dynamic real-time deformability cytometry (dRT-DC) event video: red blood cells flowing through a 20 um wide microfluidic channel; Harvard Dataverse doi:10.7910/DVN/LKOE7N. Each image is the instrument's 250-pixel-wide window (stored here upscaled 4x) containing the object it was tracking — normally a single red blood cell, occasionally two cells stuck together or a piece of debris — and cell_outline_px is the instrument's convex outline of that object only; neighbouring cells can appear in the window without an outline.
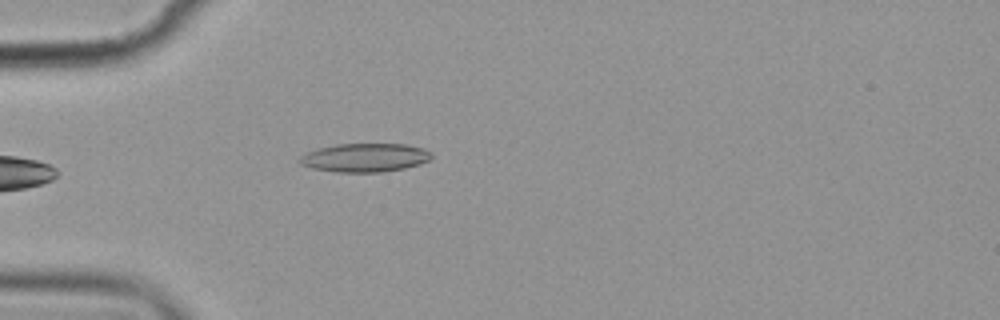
{"species": "common noctule bat (a hibernating species)", "species_latin": "Nyctalus noctula", "temperature_condition": "cold", "stored_images_in_passage": 3, "camera_frame_rate_fps": 3000, "um_per_image_px": 0.085, "animal": {"sex": "female", "body_mass_g": 19.9}, "frame": {"image": 1, "passage_image": 3, "time_ms": 2.667, "image_size_px": [1000, 320], "cell_outline_px": [[432, 156], [428, 160], [420, 164], [404, 168], [384, 172], [336, 172], [312, 168], [300, 164], [296, 160], [304, 152], [316, 148], [336, 144], [404, 144], [424, 148], [432, 152]], "centroid_in_image_um": [30.97, 13.39], "position_along_channel_um": 54.0, "area_um2": 22.25}}